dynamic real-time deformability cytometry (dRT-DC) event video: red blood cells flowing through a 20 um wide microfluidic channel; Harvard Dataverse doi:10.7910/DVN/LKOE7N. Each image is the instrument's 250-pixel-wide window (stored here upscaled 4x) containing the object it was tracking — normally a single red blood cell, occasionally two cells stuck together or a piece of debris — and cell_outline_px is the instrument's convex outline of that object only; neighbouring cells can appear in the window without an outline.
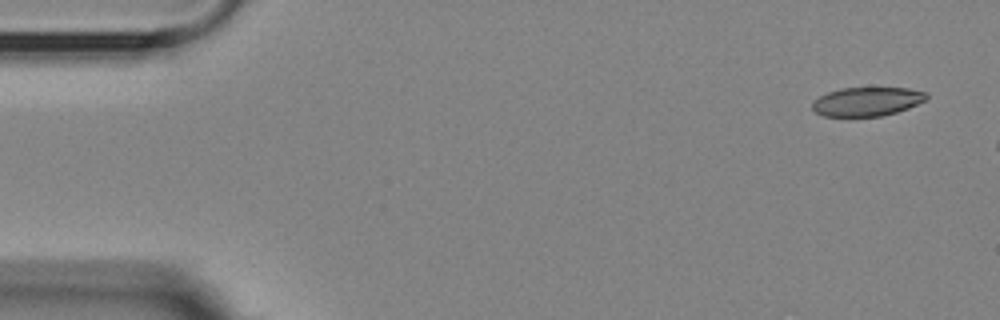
{"species": "Egyptian fruit bat (a non-hibernating species)", "species_latin": "Rousettus aegyptiacus", "temperature_condition": "room temperature", "stored_images_in_passage": 3, "camera_frame_rate_fps": 3000, "um_per_image_px": 0.085, "animal": {"sex": "female"}, "frame": {"image": 1, "passage_image": 1, "time_ms": 0.0, "image_size_px": [1000, 320], "cell_outline_px": [[928, 96], [924, 100], [908, 108], [896, 112], [880, 116], [824, 116], [816, 112], [812, 108], [812, 104], [820, 96], [828, 92], [840, 88], [908, 88], [928, 92]], "centroid_in_image_um": [73.71, 8.62], "position_along_channel_um": 11.3, "area_um2": 19.02}}